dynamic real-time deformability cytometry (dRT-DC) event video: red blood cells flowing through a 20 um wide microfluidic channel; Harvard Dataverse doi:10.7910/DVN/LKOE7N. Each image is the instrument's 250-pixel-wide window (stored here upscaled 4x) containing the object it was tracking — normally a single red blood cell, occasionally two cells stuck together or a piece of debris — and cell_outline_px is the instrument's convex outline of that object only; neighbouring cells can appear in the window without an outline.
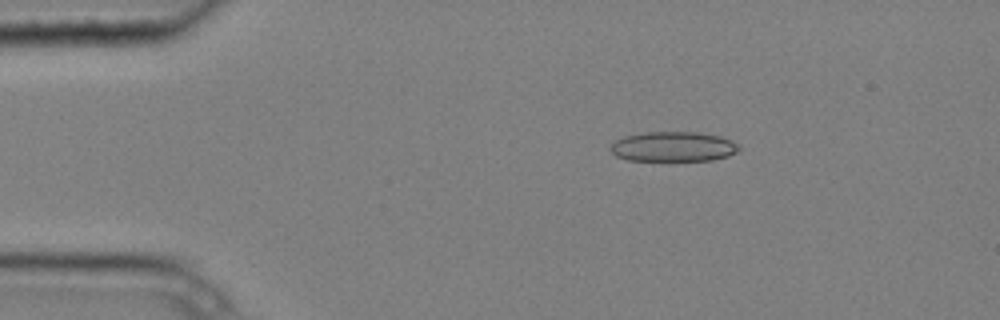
{"species": "common noctule bat (a hibernating species)", "species_latin": "Nyctalus noctula", "temperature_condition": "cold", "stored_images_in_passage": 8, "camera_frame_rate_fps": 3000, "um_per_image_px": 0.085, "animal": {"sex": "male", "body_mass_g": 20.4}, "frame": {"image": 1, "passage_image": 3, "time_ms": 0.667, "image_size_px": [1000, 320], "cell_outline_px": [[740, 148], [736, 152], [728, 156], [712, 160], [628, 160], [616, 156], [608, 148], [616, 140], [624, 136], [644, 132], [696, 132], [720, 136], [732, 140]], "centroid_in_image_um": [57.21, 12.46], "position_along_channel_um": 27.8, "area_um2": 22.31}}
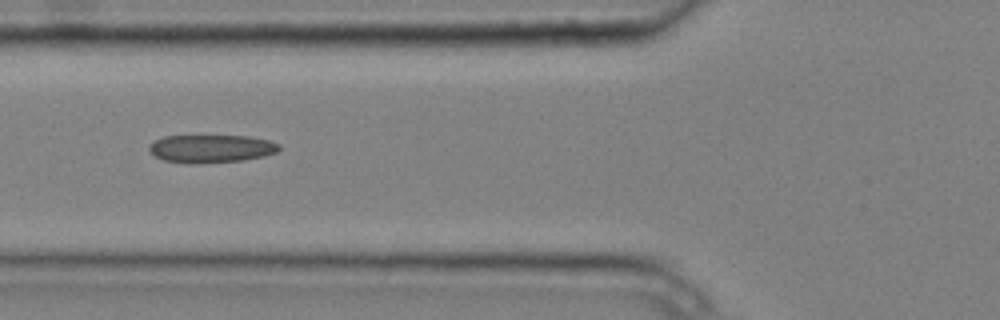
{"frame": {"image": 2, "passage_image": 6, "time_ms": 1.667, "image_size_px": [1000, 320], "cell_outline_px": [[280, 148], [276, 152], [264, 156], [244, 160], [200, 164], [184, 164], [164, 160], [156, 156], [148, 148], [156, 140], [164, 136], [248, 136], [268, 140], [280, 144]], "centroid_in_image_um": [17.97, 12.65], "position_along_channel_um": 107.8, "area_um2": 21.21}}
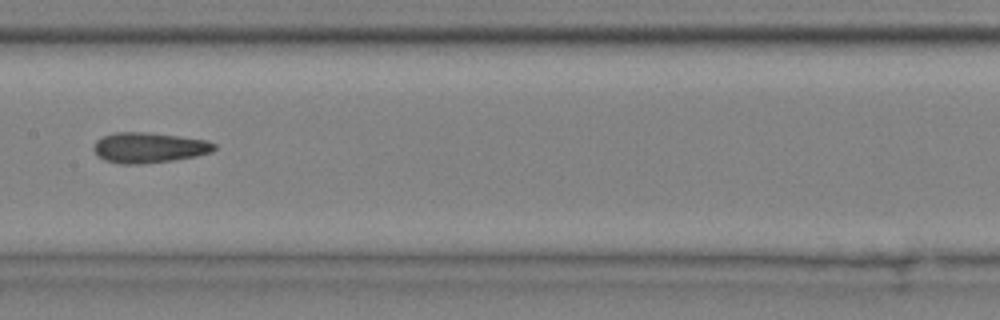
{"frame": {"image": 3, "passage_image": 8, "time_ms": 2.333, "image_size_px": [1000, 320], "cell_outline_px": [[216, 148], [212, 152], [196, 156], [172, 160], [140, 164], [120, 164], [104, 160], [96, 156], [92, 148], [96, 140], [104, 136], [116, 132], [148, 132], [180, 136], [208, 140], [216, 144]], "centroid_in_image_um": [12.65, 12.55], "position_along_channel_um": 194.8, "area_um2": 21.56}}